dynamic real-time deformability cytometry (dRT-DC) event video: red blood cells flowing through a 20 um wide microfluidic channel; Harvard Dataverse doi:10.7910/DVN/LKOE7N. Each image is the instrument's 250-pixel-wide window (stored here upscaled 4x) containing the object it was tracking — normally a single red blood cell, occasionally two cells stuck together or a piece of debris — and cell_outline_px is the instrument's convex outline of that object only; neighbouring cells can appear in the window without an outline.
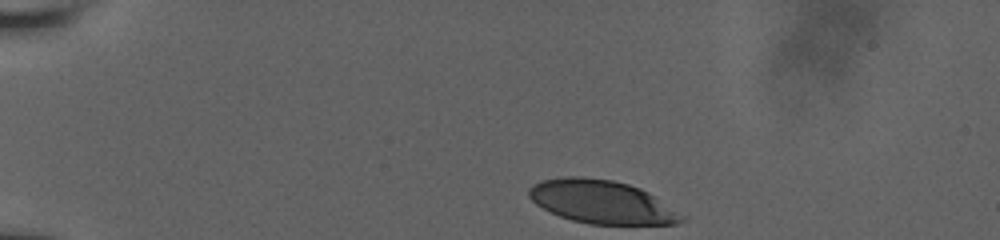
{"species": "human", "species_latin": "Homo sapiens", "temperature_condition": "room temperature", "stored_images_in_passage": 9, "camera_frame_rate_fps": 3000, "um_per_image_px": 0.085, "donor": {"sex": "male"}, "frame": {"image": 1, "passage_image": 1, "time_ms": 0.0, "image_size_px": [1000, 240], "cell_outline_px": [[688, 220], [676, 224], [588, 224], [572, 220], [560, 216], [536, 204], [528, 196], [528, 188], [532, 184], [540, 180], [564, 176], [580, 176], [612, 180], [628, 184], [640, 188], [648, 192], [688, 216]], "centroid_in_image_um": [51.18, 17.16], "position_along_channel_um": 33.8, "area_um2": 38.84}}
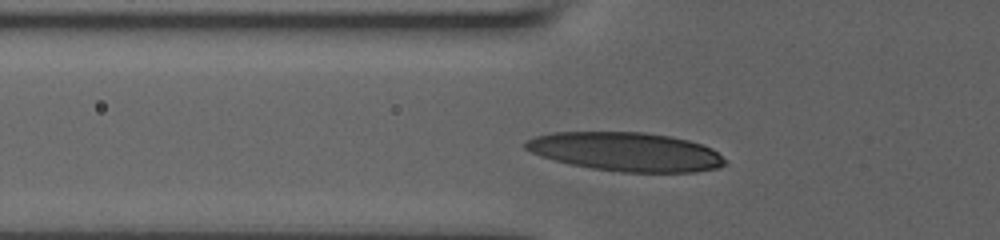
{"frame": {"image": 2, "passage_image": 8, "time_ms": 3.0, "image_size_px": [1000, 240], "cell_outline_px": [[724, 164], [716, 168], [696, 172], [620, 172], [592, 168], [572, 164], [540, 156], [524, 148], [524, 140], [536, 136], [552, 132], [644, 132], [672, 136], [704, 144], [712, 148], [724, 160]], "centroid_in_image_um": [53.19, 12.89], "position_along_channel_um": 72.6, "area_um2": 45.08}}